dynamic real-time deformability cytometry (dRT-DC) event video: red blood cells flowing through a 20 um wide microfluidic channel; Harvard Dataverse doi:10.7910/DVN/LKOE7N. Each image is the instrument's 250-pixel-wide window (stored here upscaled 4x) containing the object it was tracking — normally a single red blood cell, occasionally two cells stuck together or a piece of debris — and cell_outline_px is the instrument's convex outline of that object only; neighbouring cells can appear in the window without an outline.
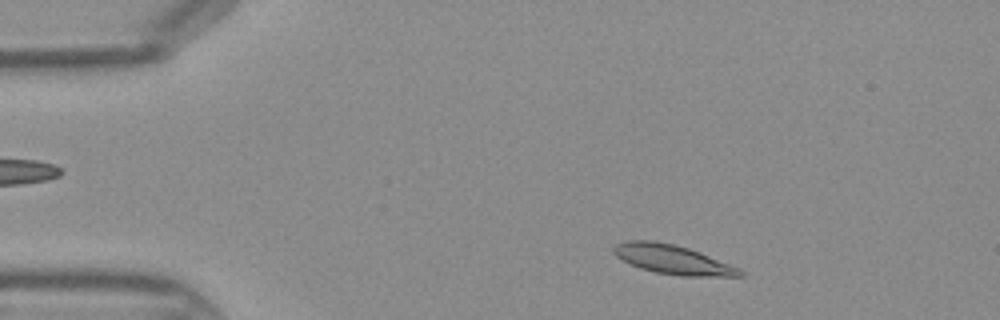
{"species": "Egyptian fruit bat (a non-hibernating species)", "species_latin": "Rousettus aegyptiacus", "temperature_condition": "warm", "stored_images_in_passage": 41, "camera_frame_rate_fps": 3000, "um_per_image_px": 0.085, "frame": {"image": 1, "passage_image": 4, "time_ms": 1.0, "image_size_px": [1000, 320], "cell_outline_px": [[744, 276], [680, 276], [656, 272], [640, 268], [616, 256], [612, 252], [612, 248], [616, 244], [624, 240], [652, 240], [672, 244], [688, 248], [700, 252], [740, 268], [744, 272]], "centroid_in_image_um": [57.17, 22.05], "position_along_channel_um": 27.8, "area_um2": 21.44}}
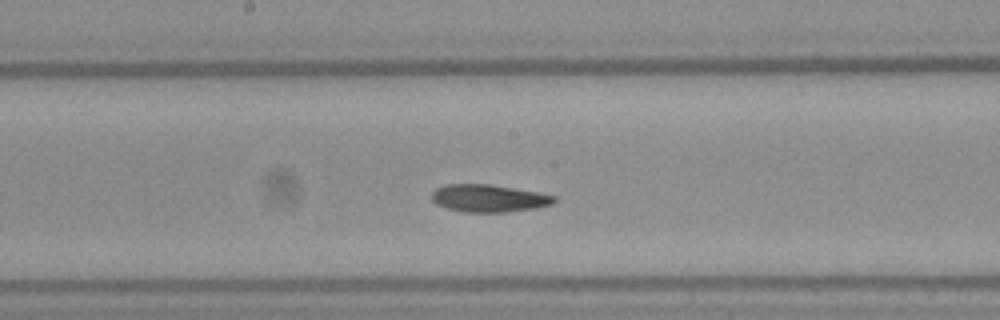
{"frame": {"image": 2, "passage_image": 20, "time_ms": 6.333, "image_size_px": [1000, 320], "cell_outline_px": [[556, 200], [552, 204], [536, 208], [504, 212], [464, 212], [448, 208], [436, 204], [432, 200], [432, 192], [436, 188], [444, 184], [492, 184], [536, 192], [556, 196]], "centroid_in_image_um": [41.53, 16.85], "position_along_channel_um": 206.7, "area_um2": 19.59}}
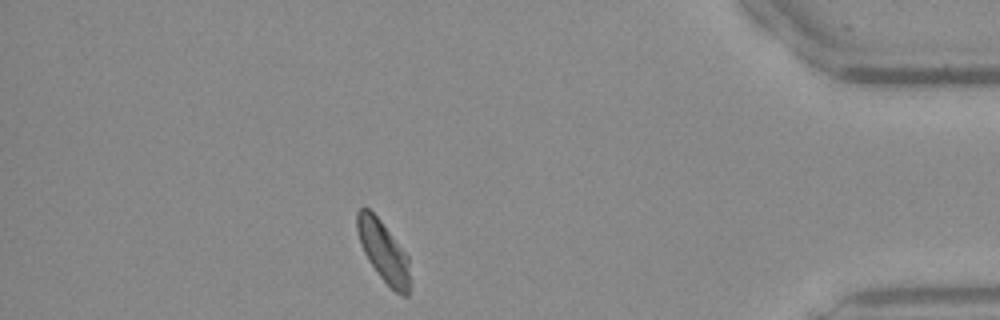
{"frame": {"image": 3, "passage_image": 36, "time_ms": 11.667, "image_size_px": [1000, 320], "cell_outline_px": [[412, 280], [408, 296], [404, 296], [396, 292], [380, 276], [368, 260], [360, 244], [356, 228], [356, 212], [364, 204], [380, 220], [408, 256]], "centroid_in_image_um": [32.6, 21.38], "position_along_channel_um": 402.6, "area_um2": 18.9}}